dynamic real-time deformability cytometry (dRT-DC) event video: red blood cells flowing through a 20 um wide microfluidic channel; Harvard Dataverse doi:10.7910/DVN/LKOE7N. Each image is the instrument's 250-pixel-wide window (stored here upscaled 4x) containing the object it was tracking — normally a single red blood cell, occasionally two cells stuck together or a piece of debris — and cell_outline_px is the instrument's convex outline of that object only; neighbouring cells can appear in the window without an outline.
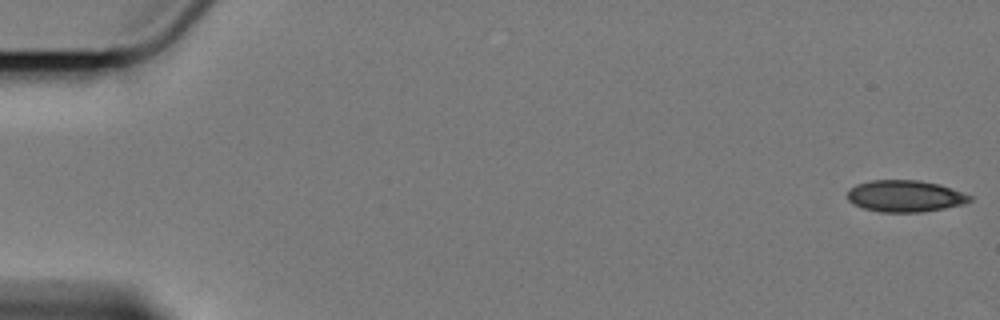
{"species": "Egyptian fruit bat (a non-hibernating species)", "species_latin": "Rousettus aegyptiacus", "temperature_condition": "cold", "stored_images_in_passage": 18, "camera_frame_rate_fps": 3000, "um_per_image_px": 0.085, "animal": {"sex": "female"}, "frame": {"image": 1, "passage_image": 1, "time_ms": 0.0, "image_size_px": [1000, 320], "cell_outline_px": [[972, 200], [964, 204], [944, 208], [920, 212], [880, 212], [864, 208], [848, 200], [848, 188], [856, 184], [872, 180], [920, 180], [940, 184], [972, 196]], "centroid_in_image_um": [76.93, 16.66], "position_along_channel_um": 8.1, "area_um2": 22.54}}
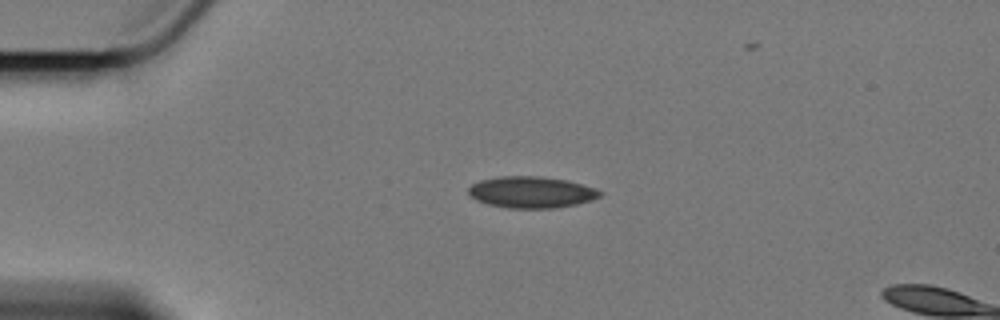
{"frame": {"image": 2, "passage_image": 14, "time_ms": 4.333, "image_size_px": [1000, 320], "cell_outline_px": [[604, 192], [600, 196], [592, 200], [576, 204], [556, 208], [508, 208], [488, 204], [476, 200], [468, 192], [468, 188], [472, 184], [480, 180], [500, 176], [540, 176], [568, 180], [596, 188]], "centroid_in_image_um": [45.19, 16.33], "position_along_channel_um": 39.8, "area_um2": 24.22}}